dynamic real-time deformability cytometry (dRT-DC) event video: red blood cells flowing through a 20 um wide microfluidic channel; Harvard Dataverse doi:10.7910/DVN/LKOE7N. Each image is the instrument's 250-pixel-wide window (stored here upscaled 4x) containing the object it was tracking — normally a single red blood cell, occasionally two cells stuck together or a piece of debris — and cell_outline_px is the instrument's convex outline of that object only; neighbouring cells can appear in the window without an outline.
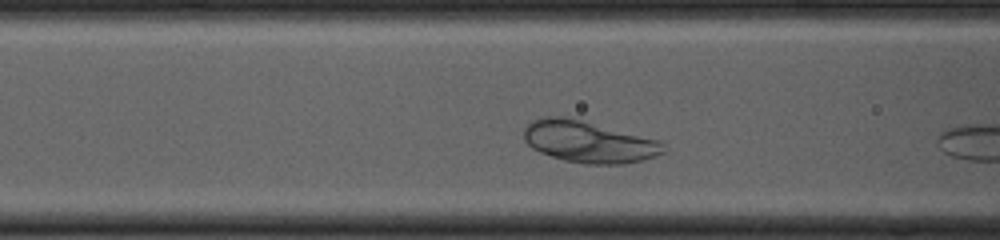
{"species": "common noctule bat (a hibernating species)", "species_latin": "Nyctalus noctula", "temperature_condition": "cold", "stored_images_in_passage": 8, "camera_frame_rate_fps": 3000, "um_per_image_px": 0.085, "animal": {"sex": "female", "body_mass_g": 23.0, "forearm_length_mm": 53.4}, "frame": {"image": 1, "passage_image": 6, "time_ms": 1.667, "image_size_px": [1000, 240], "cell_outline_px": [[664, 152], [656, 156], [644, 160], [624, 164], [584, 164], [564, 160], [540, 152], [532, 148], [524, 140], [524, 128], [532, 120], [544, 116], [560, 116], [580, 120], [660, 140], [664, 144]], "centroid_in_image_um": [50.04, 12.06], "position_along_channel_um": 116.6, "area_um2": 33.76}}